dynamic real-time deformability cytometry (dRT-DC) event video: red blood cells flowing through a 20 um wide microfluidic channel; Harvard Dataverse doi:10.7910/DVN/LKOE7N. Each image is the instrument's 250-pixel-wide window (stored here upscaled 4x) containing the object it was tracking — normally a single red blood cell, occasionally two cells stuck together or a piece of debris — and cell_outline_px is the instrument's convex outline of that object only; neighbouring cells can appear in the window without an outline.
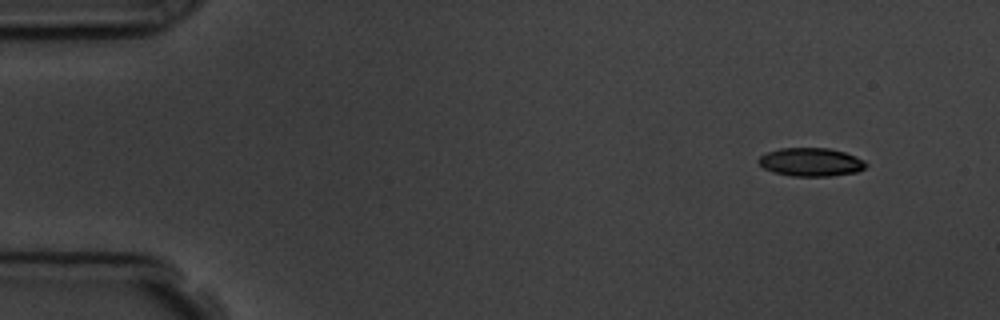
{"species": "common noctule bat (a hibernating species)", "species_latin": "Nyctalus noctula", "temperature_condition": "room temperature", "stored_images_in_passage": 5, "camera_frame_rate_fps": 3000, "um_per_image_px": 0.085, "animal": {"sex": "male", "body_mass_g": 19.5, "forearm_length_mm": 54.6}, "frame": {"image": 1, "passage_image": 1, "time_ms": 0.0, "image_size_px": [1000, 320], "cell_outline_px": [[868, 164], [864, 168], [856, 172], [828, 176], [792, 176], [776, 172], [764, 168], [756, 160], [760, 156], [768, 152], [780, 148], [828, 148], [844, 152], [856, 156], [864, 160]], "centroid_in_image_um": [68.94, 13.77], "position_along_channel_um": 16.1, "area_um2": 17.63}}
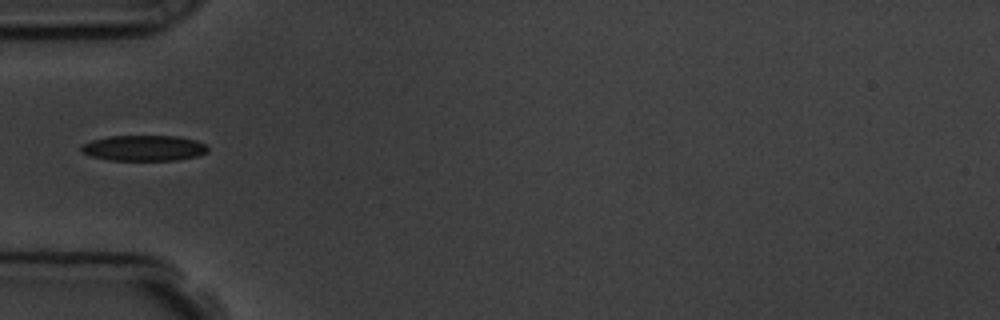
{"frame": {"image": 2, "passage_image": 4, "time_ms": 4.333, "image_size_px": [1000, 320], "cell_outline_px": [[208, 152], [196, 156], [176, 160], [108, 160], [92, 156], [80, 152], [80, 144], [92, 140], [108, 136], [176, 136], [196, 140], [204, 144], [208, 148]], "centroid_in_image_um": [12.19, 12.58], "position_along_channel_um": 72.8, "area_um2": 18.96}}